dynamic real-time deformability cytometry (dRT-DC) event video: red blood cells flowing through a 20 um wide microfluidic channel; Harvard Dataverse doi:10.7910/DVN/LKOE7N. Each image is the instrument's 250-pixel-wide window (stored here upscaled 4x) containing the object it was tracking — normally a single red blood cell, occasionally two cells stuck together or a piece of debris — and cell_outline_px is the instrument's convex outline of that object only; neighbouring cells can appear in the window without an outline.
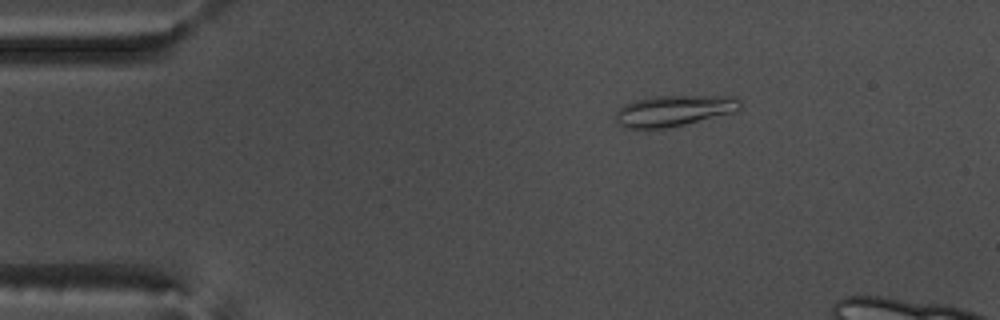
{"species": "common noctule bat (a hibernating species)", "species_latin": "Nyctalus noctula", "temperature_condition": "warm", "stored_images_in_passage": 46, "camera_frame_rate_fps": 3000, "um_per_image_px": 0.085, "animal": {"sex": "male", "body_mass_g": 17.5, "forearm_length_mm": 52.3}, "frame": {"image": 1, "passage_image": 4, "time_ms": 1.0, "image_size_px": [1000, 320], "cell_outline_px": [[744, 104], [736, 112], [684, 124], [664, 128], [624, 128], [616, 120], [616, 112], [624, 104], [636, 100], [656, 96], [736, 96], [744, 100]], "centroid_in_image_um": [57.37, 9.39], "position_along_channel_um": 27.6, "area_um2": 22.54}}
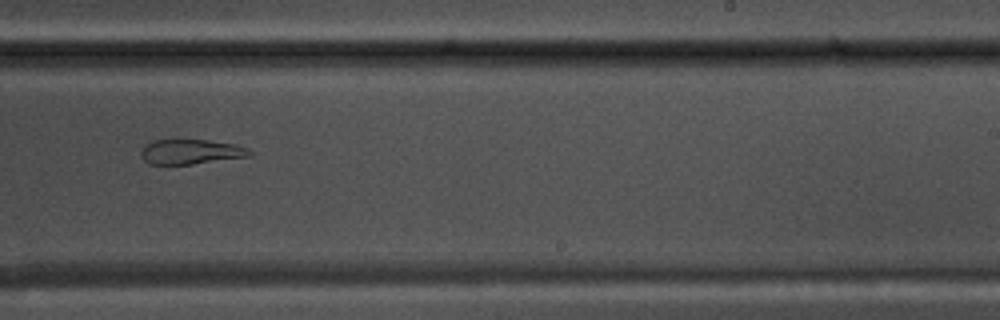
{"frame": {"image": 2, "passage_image": 29, "time_ms": 9.333, "image_size_px": [1000, 320], "cell_outline_px": [[256, 152], [252, 156], [192, 164], [148, 164], [140, 156], [140, 152], [144, 144], [156, 140], [208, 140], [236, 144], [248, 148]], "centroid_in_image_um": [16.26, 12.9], "position_along_channel_um": 272.7, "area_um2": 15.95}}
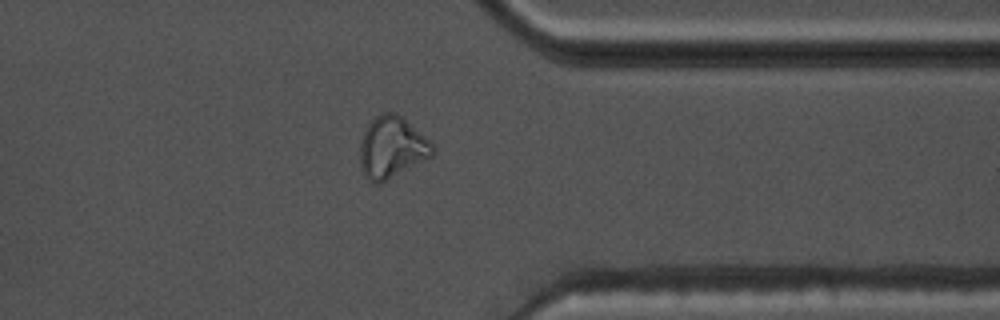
{"frame": {"image": 3, "passage_image": 38, "time_ms": 12.333, "image_size_px": [1000, 320], "cell_outline_px": [[436, 152], [432, 156], [380, 184], [376, 184], [368, 180], [360, 164], [360, 144], [364, 132], [368, 124], [376, 116], [384, 112], [396, 112], [424, 136], [436, 148]], "centroid_in_image_um": [33.3, 12.54], "position_along_channel_um": 378.1, "area_um2": 25.78}}